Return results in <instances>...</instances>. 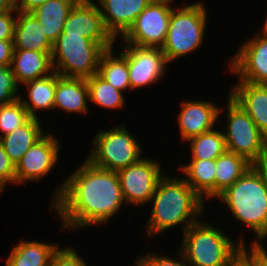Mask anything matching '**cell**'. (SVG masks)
<instances>
[{
  "mask_svg": "<svg viewBox=\"0 0 267 266\" xmlns=\"http://www.w3.org/2000/svg\"><path fill=\"white\" fill-rule=\"evenodd\" d=\"M51 208L65 228H82L105 223L124 203L117 172L84 161L55 191Z\"/></svg>",
  "mask_w": 267,
  "mask_h": 266,
  "instance_id": "obj_1",
  "label": "cell"
},
{
  "mask_svg": "<svg viewBox=\"0 0 267 266\" xmlns=\"http://www.w3.org/2000/svg\"><path fill=\"white\" fill-rule=\"evenodd\" d=\"M153 201L152 213L149 218L147 237L168 230L178 224L183 225L184 231L197 222L203 214V199L183 179H174L164 175L158 182ZM190 217V218H189Z\"/></svg>",
  "mask_w": 267,
  "mask_h": 266,
  "instance_id": "obj_2",
  "label": "cell"
},
{
  "mask_svg": "<svg viewBox=\"0 0 267 266\" xmlns=\"http://www.w3.org/2000/svg\"><path fill=\"white\" fill-rule=\"evenodd\" d=\"M217 198L231 210L233 217L245 223L257 238L252 246L262 247L267 237V187L258 169L252 165Z\"/></svg>",
  "mask_w": 267,
  "mask_h": 266,
  "instance_id": "obj_3",
  "label": "cell"
},
{
  "mask_svg": "<svg viewBox=\"0 0 267 266\" xmlns=\"http://www.w3.org/2000/svg\"><path fill=\"white\" fill-rule=\"evenodd\" d=\"M230 239L218 228L197 221L184 231L180 250L192 266H227L246 246L243 238L239 244Z\"/></svg>",
  "mask_w": 267,
  "mask_h": 266,
  "instance_id": "obj_4",
  "label": "cell"
},
{
  "mask_svg": "<svg viewBox=\"0 0 267 266\" xmlns=\"http://www.w3.org/2000/svg\"><path fill=\"white\" fill-rule=\"evenodd\" d=\"M113 44L96 42L75 34H60L53 43V70L60 76L89 78L98 73L102 53Z\"/></svg>",
  "mask_w": 267,
  "mask_h": 266,
  "instance_id": "obj_5",
  "label": "cell"
},
{
  "mask_svg": "<svg viewBox=\"0 0 267 266\" xmlns=\"http://www.w3.org/2000/svg\"><path fill=\"white\" fill-rule=\"evenodd\" d=\"M205 10L201 1L172 9L166 39L161 47L168 62L183 57L201 46L207 23Z\"/></svg>",
  "mask_w": 267,
  "mask_h": 266,
  "instance_id": "obj_6",
  "label": "cell"
},
{
  "mask_svg": "<svg viewBox=\"0 0 267 266\" xmlns=\"http://www.w3.org/2000/svg\"><path fill=\"white\" fill-rule=\"evenodd\" d=\"M93 146L87 160L101 169L118 172L142 159L141 146L124 124L99 132Z\"/></svg>",
  "mask_w": 267,
  "mask_h": 266,
  "instance_id": "obj_7",
  "label": "cell"
},
{
  "mask_svg": "<svg viewBox=\"0 0 267 266\" xmlns=\"http://www.w3.org/2000/svg\"><path fill=\"white\" fill-rule=\"evenodd\" d=\"M227 124L223 133L227 151L244 157L252 165L267 154V137L230 96Z\"/></svg>",
  "mask_w": 267,
  "mask_h": 266,
  "instance_id": "obj_8",
  "label": "cell"
},
{
  "mask_svg": "<svg viewBox=\"0 0 267 266\" xmlns=\"http://www.w3.org/2000/svg\"><path fill=\"white\" fill-rule=\"evenodd\" d=\"M173 0H152L122 36L125 43L140 47H162L169 25Z\"/></svg>",
  "mask_w": 267,
  "mask_h": 266,
  "instance_id": "obj_9",
  "label": "cell"
},
{
  "mask_svg": "<svg viewBox=\"0 0 267 266\" xmlns=\"http://www.w3.org/2000/svg\"><path fill=\"white\" fill-rule=\"evenodd\" d=\"M161 171L160 163L146 158L119 170L124 203L143 205L150 202L159 180L165 175Z\"/></svg>",
  "mask_w": 267,
  "mask_h": 266,
  "instance_id": "obj_10",
  "label": "cell"
},
{
  "mask_svg": "<svg viewBox=\"0 0 267 266\" xmlns=\"http://www.w3.org/2000/svg\"><path fill=\"white\" fill-rule=\"evenodd\" d=\"M122 49L127 56L131 90L154 84L163 78L168 61L160 47L124 43Z\"/></svg>",
  "mask_w": 267,
  "mask_h": 266,
  "instance_id": "obj_11",
  "label": "cell"
},
{
  "mask_svg": "<svg viewBox=\"0 0 267 266\" xmlns=\"http://www.w3.org/2000/svg\"><path fill=\"white\" fill-rule=\"evenodd\" d=\"M52 133L44 134L15 166V183L37 181L48 174L58 160L59 141Z\"/></svg>",
  "mask_w": 267,
  "mask_h": 266,
  "instance_id": "obj_12",
  "label": "cell"
},
{
  "mask_svg": "<svg viewBox=\"0 0 267 266\" xmlns=\"http://www.w3.org/2000/svg\"><path fill=\"white\" fill-rule=\"evenodd\" d=\"M261 34L242 44L231 59V72L237 73L239 82L267 85V34Z\"/></svg>",
  "mask_w": 267,
  "mask_h": 266,
  "instance_id": "obj_13",
  "label": "cell"
},
{
  "mask_svg": "<svg viewBox=\"0 0 267 266\" xmlns=\"http://www.w3.org/2000/svg\"><path fill=\"white\" fill-rule=\"evenodd\" d=\"M92 0H79L70 11L61 34L86 37L97 44H114L116 39L106 29L99 6Z\"/></svg>",
  "mask_w": 267,
  "mask_h": 266,
  "instance_id": "obj_14",
  "label": "cell"
},
{
  "mask_svg": "<svg viewBox=\"0 0 267 266\" xmlns=\"http://www.w3.org/2000/svg\"><path fill=\"white\" fill-rule=\"evenodd\" d=\"M210 101H184L178 116L180 136L182 141H188L213 128L220 110Z\"/></svg>",
  "mask_w": 267,
  "mask_h": 266,
  "instance_id": "obj_15",
  "label": "cell"
},
{
  "mask_svg": "<svg viewBox=\"0 0 267 266\" xmlns=\"http://www.w3.org/2000/svg\"><path fill=\"white\" fill-rule=\"evenodd\" d=\"M151 1L99 0V9L106 29L115 39L119 35L123 36Z\"/></svg>",
  "mask_w": 267,
  "mask_h": 266,
  "instance_id": "obj_16",
  "label": "cell"
},
{
  "mask_svg": "<svg viewBox=\"0 0 267 266\" xmlns=\"http://www.w3.org/2000/svg\"><path fill=\"white\" fill-rule=\"evenodd\" d=\"M229 95L267 137V85L238 82Z\"/></svg>",
  "mask_w": 267,
  "mask_h": 266,
  "instance_id": "obj_17",
  "label": "cell"
},
{
  "mask_svg": "<svg viewBox=\"0 0 267 266\" xmlns=\"http://www.w3.org/2000/svg\"><path fill=\"white\" fill-rule=\"evenodd\" d=\"M51 54L52 52L14 49L11 69L18 84L50 75L54 71Z\"/></svg>",
  "mask_w": 267,
  "mask_h": 266,
  "instance_id": "obj_18",
  "label": "cell"
},
{
  "mask_svg": "<svg viewBox=\"0 0 267 266\" xmlns=\"http://www.w3.org/2000/svg\"><path fill=\"white\" fill-rule=\"evenodd\" d=\"M89 99L86 79L60 76L56 73V89L53 109H62L67 113H87Z\"/></svg>",
  "mask_w": 267,
  "mask_h": 266,
  "instance_id": "obj_19",
  "label": "cell"
},
{
  "mask_svg": "<svg viewBox=\"0 0 267 266\" xmlns=\"http://www.w3.org/2000/svg\"><path fill=\"white\" fill-rule=\"evenodd\" d=\"M13 45L14 49L38 52H52L53 49V44L30 12L17 11Z\"/></svg>",
  "mask_w": 267,
  "mask_h": 266,
  "instance_id": "obj_20",
  "label": "cell"
},
{
  "mask_svg": "<svg viewBox=\"0 0 267 266\" xmlns=\"http://www.w3.org/2000/svg\"><path fill=\"white\" fill-rule=\"evenodd\" d=\"M79 0H49L30 12L53 44L63 32V26L73 6Z\"/></svg>",
  "mask_w": 267,
  "mask_h": 266,
  "instance_id": "obj_21",
  "label": "cell"
},
{
  "mask_svg": "<svg viewBox=\"0 0 267 266\" xmlns=\"http://www.w3.org/2000/svg\"><path fill=\"white\" fill-rule=\"evenodd\" d=\"M39 118L31 117L25 124L0 138V142L16 166L25 152L43 135Z\"/></svg>",
  "mask_w": 267,
  "mask_h": 266,
  "instance_id": "obj_22",
  "label": "cell"
},
{
  "mask_svg": "<svg viewBox=\"0 0 267 266\" xmlns=\"http://www.w3.org/2000/svg\"><path fill=\"white\" fill-rule=\"evenodd\" d=\"M58 249L53 244L23 240L11 251L6 266H49Z\"/></svg>",
  "mask_w": 267,
  "mask_h": 266,
  "instance_id": "obj_23",
  "label": "cell"
},
{
  "mask_svg": "<svg viewBox=\"0 0 267 266\" xmlns=\"http://www.w3.org/2000/svg\"><path fill=\"white\" fill-rule=\"evenodd\" d=\"M179 169L186 175L183 178L202 198H215L216 160H190Z\"/></svg>",
  "mask_w": 267,
  "mask_h": 266,
  "instance_id": "obj_24",
  "label": "cell"
},
{
  "mask_svg": "<svg viewBox=\"0 0 267 266\" xmlns=\"http://www.w3.org/2000/svg\"><path fill=\"white\" fill-rule=\"evenodd\" d=\"M28 88L29 100H21L23 107L29 115L38 118L36 110H50L54 106V95L56 89V72L50 75L24 83Z\"/></svg>",
  "mask_w": 267,
  "mask_h": 266,
  "instance_id": "obj_25",
  "label": "cell"
},
{
  "mask_svg": "<svg viewBox=\"0 0 267 266\" xmlns=\"http://www.w3.org/2000/svg\"><path fill=\"white\" fill-rule=\"evenodd\" d=\"M252 166L244 157L226 151L216 159L215 198L230 187Z\"/></svg>",
  "mask_w": 267,
  "mask_h": 266,
  "instance_id": "obj_26",
  "label": "cell"
},
{
  "mask_svg": "<svg viewBox=\"0 0 267 266\" xmlns=\"http://www.w3.org/2000/svg\"><path fill=\"white\" fill-rule=\"evenodd\" d=\"M113 57V49H106L99 60L98 74L114 88L124 91L130 87L127 56L124 52Z\"/></svg>",
  "mask_w": 267,
  "mask_h": 266,
  "instance_id": "obj_27",
  "label": "cell"
},
{
  "mask_svg": "<svg viewBox=\"0 0 267 266\" xmlns=\"http://www.w3.org/2000/svg\"><path fill=\"white\" fill-rule=\"evenodd\" d=\"M187 142H191V160H216L227 151L225 137L216 129L193 137Z\"/></svg>",
  "mask_w": 267,
  "mask_h": 266,
  "instance_id": "obj_28",
  "label": "cell"
},
{
  "mask_svg": "<svg viewBox=\"0 0 267 266\" xmlns=\"http://www.w3.org/2000/svg\"><path fill=\"white\" fill-rule=\"evenodd\" d=\"M89 100L100 107L117 109L124 105L123 92L114 88L98 73L86 78Z\"/></svg>",
  "mask_w": 267,
  "mask_h": 266,
  "instance_id": "obj_29",
  "label": "cell"
},
{
  "mask_svg": "<svg viewBox=\"0 0 267 266\" xmlns=\"http://www.w3.org/2000/svg\"><path fill=\"white\" fill-rule=\"evenodd\" d=\"M21 98L0 106V138L25 124L31 116L23 107Z\"/></svg>",
  "mask_w": 267,
  "mask_h": 266,
  "instance_id": "obj_30",
  "label": "cell"
},
{
  "mask_svg": "<svg viewBox=\"0 0 267 266\" xmlns=\"http://www.w3.org/2000/svg\"><path fill=\"white\" fill-rule=\"evenodd\" d=\"M18 85L11 66H0V106L12 103L21 97L16 95Z\"/></svg>",
  "mask_w": 267,
  "mask_h": 266,
  "instance_id": "obj_31",
  "label": "cell"
},
{
  "mask_svg": "<svg viewBox=\"0 0 267 266\" xmlns=\"http://www.w3.org/2000/svg\"><path fill=\"white\" fill-rule=\"evenodd\" d=\"M49 266H87L75 249L66 247L58 249L53 255Z\"/></svg>",
  "mask_w": 267,
  "mask_h": 266,
  "instance_id": "obj_32",
  "label": "cell"
},
{
  "mask_svg": "<svg viewBox=\"0 0 267 266\" xmlns=\"http://www.w3.org/2000/svg\"><path fill=\"white\" fill-rule=\"evenodd\" d=\"M179 252V257H181L183 261H177L170 257L157 256L153 253L152 255L149 253L147 256H141L138 260L143 264V266H192L187 261V258L183 255V253L181 251Z\"/></svg>",
  "mask_w": 267,
  "mask_h": 266,
  "instance_id": "obj_33",
  "label": "cell"
},
{
  "mask_svg": "<svg viewBox=\"0 0 267 266\" xmlns=\"http://www.w3.org/2000/svg\"><path fill=\"white\" fill-rule=\"evenodd\" d=\"M8 182L15 183V165L9 159L0 142V193Z\"/></svg>",
  "mask_w": 267,
  "mask_h": 266,
  "instance_id": "obj_34",
  "label": "cell"
},
{
  "mask_svg": "<svg viewBox=\"0 0 267 266\" xmlns=\"http://www.w3.org/2000/svg\"><path fill=\"white\" fill-rule=\"evenodd\" d=\"M13 12L16 13L17 9L0 13V40H13L14 38L16 18Z\"/></svg>",
  "mask_w": 267,
  "mask_h": 266,
  "instance_id": "obj_35",
  "label": "cell"
},
{
  "mask_svg": "<svg viewBox=\"0 0 267 266\" xmlns=\"http://www.w3.org/2000/svg\"><path fill=\"white\" fill-rule=\"evenodd\" d=\"M13 51V40H0V66H11Z\"/></svg>",
  "mask_w": 267,
  "mask_h": 266,
  "instance_id": "obj_36",
  "label": "cell"
},
{
  "mask_svg": "<svg viewBox=\"0 0 267 266\" xmlns=\"http://www.w3.org/2000/svg\"><path fill=\"white\" fill-rule=\"evenodd\" d=\"M49 0H17L16 9L20 12H32L35 8L43 5Z\"/></svg>",
  "mask_w": 267,
  "mask_h": 266,
  "instance_id": "obj_37",
  "label": "cell"
},
{
  "mask_svg": "<svg viewBox=\"0 0 267 266\" xmlns=\"http://www.w3.org/2000/svg\"><path fill=\"white\" fill-rule=\"evenodd\" d=\"M254 166L258 169L260 174L262 175L265 185L267 187V154L262 157Z\"/></svg>",
  "mask_w": 267,
  "mask_h": 266,
  "instance_id": "obj_38",
  "label": "cell"
},
{
  "mask_svg": "<svg viewBox=\"0 0 267 266\" xmlns=\"http://www.w3.org/2000/svg\"><path fill=\"white\" fill-rule=\"evenodd\" d=\"M17 0H0V13L16 9Z\"/></svg>",
  "mask_w": 267,
  "mask_h": 266,
  "instance_id": "obj_39",
  "label": "cell"
},
{
  "mask_svg": "<svg viewBox=\"0 0 267 266\" xmlns=\"http://www.w3.org/2000/svg\"><path fill=\"white\" fill-rule=\"evenodd\" d=\"M263 28V32L265 33V34H267V17H266V19H265V23H264V26H262Z\"/></svg>",
  "mask_w": 267,
  "mask_h": 266,
  "instance_id": "obj_40",
  "label": "cell"
},
{
  "mask_svg": "<svg viewBox=\"0 0 267 266\" xmlns=\"http://www.w3.org/2000/svg\"><path fill=\"white\" fill-rule=\"evenodd\" d=\"M136 266H143V264L139 260H137Z\"/></svg>",
  "mask_w": 267,
  "mask_h": 266,
  "instance_id": "obj_41",
  "label": "cell"
}]
</instances>
